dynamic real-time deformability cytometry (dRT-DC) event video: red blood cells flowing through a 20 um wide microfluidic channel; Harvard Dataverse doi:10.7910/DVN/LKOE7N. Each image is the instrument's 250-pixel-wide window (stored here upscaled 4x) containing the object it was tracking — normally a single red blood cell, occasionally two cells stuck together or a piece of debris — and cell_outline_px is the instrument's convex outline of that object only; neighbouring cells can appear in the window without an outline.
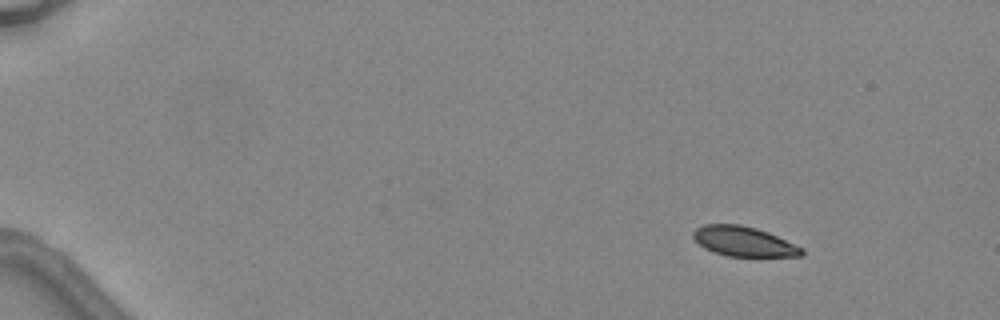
{"species": "common noctule bat (a hibernating species)", "species_latin": "Nyctalus noctula", "temperature_condition": "warm", "stored_images_in_passage": 4, "camera_frame_rate_fps": 3000, "um_per_image_px": 0.085, "animal": {"sex": "female", "body_mass_g": 24.6, "forearm_length_mm": 56.2}, "frame": {"image": 1, "passage_image": 1, "time_ms": 0.0, "image_size_px": [1000, 320], "cell_outline_px": [[804, 256], [728, 256], [704, 248], [692, 236], [692, 232], [696, 228], [704, 224], [740, 224], [756, 228], [768, 232], [804, 248]], "centroid_in_image_um": [63.23, 20.51], "position_along_channel_um": 21.8, "area_um2": 18.79}}
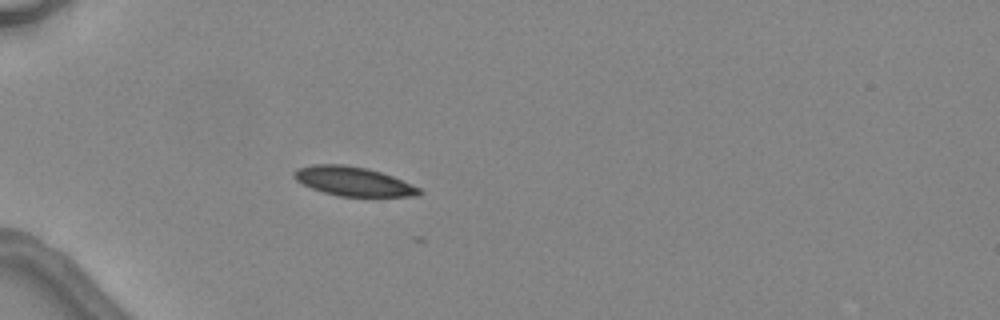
{"frame": {"image": 2, "passage_image": 4, "time_ms": 3.333, "image_size_px": [1000, 320], "cell_outline_px": [[424, 192], [420, 196], [340, 196], [324, 192], [312, 188], [296, 180], [292, 176], [292, 172], [300, 168], [312, 164], [344, 164], [368, 168], [392, 176], [420, 188]], "centroid_in_image_um": [30.04, 15.41], "position_along_channel_um": 55.0, "area_um2": 21.15}}